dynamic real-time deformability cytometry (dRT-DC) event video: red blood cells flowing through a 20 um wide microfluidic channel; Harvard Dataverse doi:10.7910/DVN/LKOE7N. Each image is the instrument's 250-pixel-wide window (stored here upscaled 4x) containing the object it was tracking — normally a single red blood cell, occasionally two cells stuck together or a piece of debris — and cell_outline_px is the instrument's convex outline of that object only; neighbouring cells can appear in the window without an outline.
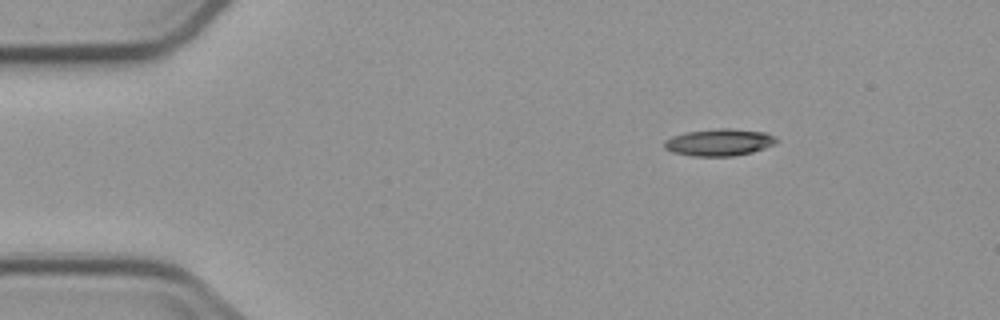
{"species": "common noctule bat (a hibernating species)", "species_latin": "Nyctalus noctula", "temperature_condition": "cold", "stored_images_in_passage": 7, "camera_frame_rate_fps": 3000, "um_per_image_px": 0.085, "animal": {"sex": "male", "body_mass_g": 23.1, "forearm_length_mm": 52.7}, "frame": {"image": 1, "passage_image": 1, "time_ms": 0.0, "image_size_px": [1000, 320], "cell_outline_px": [[776, 140], [772, 144], [764, 148], [752, 152], [732, 156], [692, 156], [672, 152], [664, 148], [664, 140], [672, 136], [684, 132], [716, 128], [732, 128], [764, 132], [776, 136]], "centroid_in_image_um": [61.08, 12.09], "position_along_channel_um": 23.9, "area_um2": 17.69}}
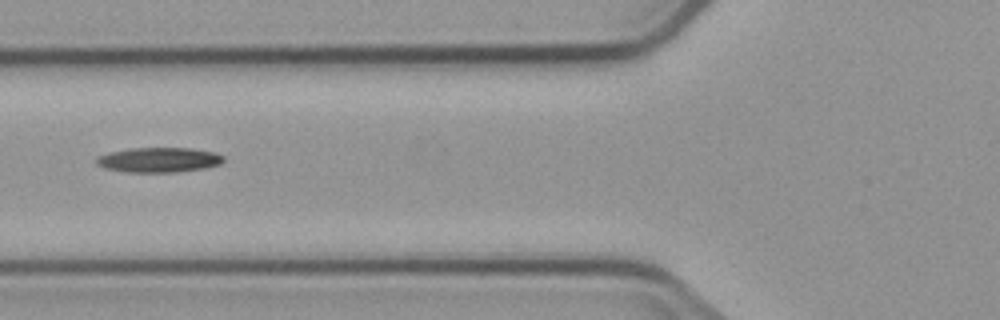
{"frame": {"image": 2, "passage_image": 4, "time_ms": 4.333, "image_size_px": [1000, 320], "cell_outline_px": [[224, 160], [220, 164], [204, 168], [176, 172], [128, 172], [104, 168], [96, 164], [96, 156], [108, 152], [132, 148], [192, 148], [212, 152], [224, 156]], "centroid_in_image_um": [13.47, 13.59], "position_along_channel_um": 112.3, "area_um2": 18.44}}
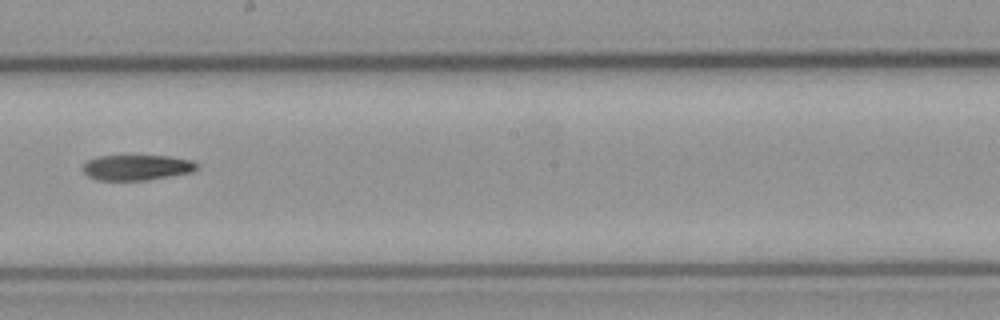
{"frame": {"image": 3, "passage_image": 7, "time_ms": 7.667, "image_size_px": [1000, 320], "cell_outline_px": [[200, 168], [192, 172], [148, 180], [96, 180], [88, 176], [84, 172], [84, 164], [88, 160], [100, 156], [168, 156], [192, 160]], "centroid_in_image_um": [11.66, 14.24], "position_along_channel_um": 236.5, "area_um2": 16.82}}